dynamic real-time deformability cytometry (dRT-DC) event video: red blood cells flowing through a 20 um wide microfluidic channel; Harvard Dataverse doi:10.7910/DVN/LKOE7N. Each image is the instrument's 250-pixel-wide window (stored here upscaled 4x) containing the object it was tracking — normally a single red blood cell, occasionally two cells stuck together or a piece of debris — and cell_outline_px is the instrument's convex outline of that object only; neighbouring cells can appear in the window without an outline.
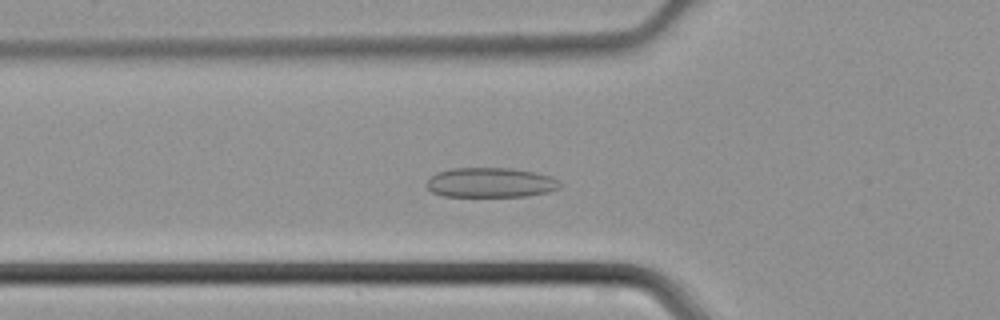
{"species": "common noctule bat (a hibernating species)", "species_latin": "Nyctalus noctula", "temperature_condition": "cold", "stored_images_in_passage": 44, "camera_frame_rate_fps": 3000, "um_per_image_px": 0.085, "animal": {"sex": "male", "body_mass_g": 21.5, "forearm_length_mm": 52.0}, "frame": {"image": 1, "passage_image": 13, "time_ms": 4.0, "image_size_px": [1000, 320], "cell_outline_px": [[560, 188], [548, 192], [528, 196], [444, 196], [432, 192], [424, 184], [436, 172], [452, 168], [512, 168], [536, 172], [552, 176], [560, 180]], "centroid_in_image_um": [41.72, 15.51], "position_along_channel_um": 84.1, "area_um2": 23.35}}
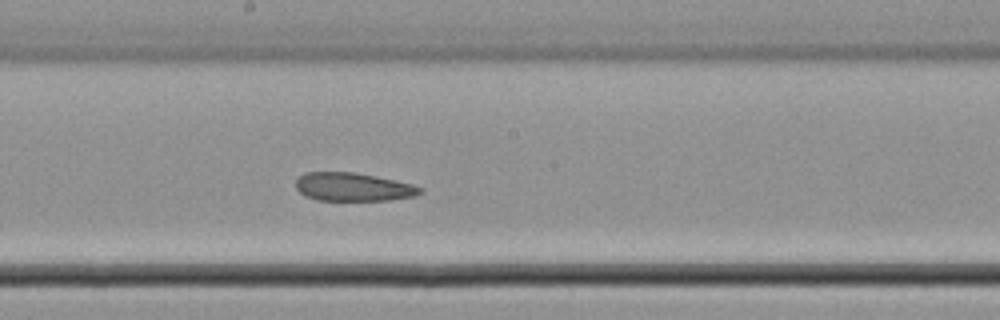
{"frame": {"image": 2, "passage_image": 22, "time_ms": 7.0, "image_size_px": [1000, 320], "cell_outline_px": [[424, 192], [416, 196], [388, 200], [316, 200], [304, 196], [296, 188], [296, 180], [304, 172], [352, 172], [412, 184], [424, 188]], "centroid_in_image_um": [30.01, 15.9], "position_along_channel_um": 218.2, "area_um2": 20.46}}
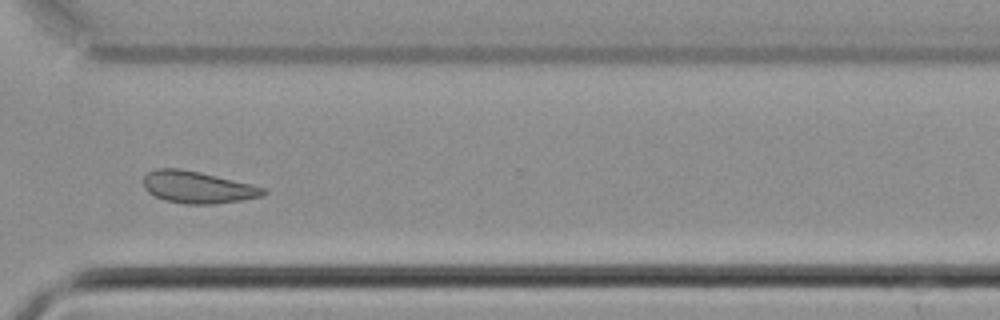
{"frame": {"image": 3, "passage_image": 31, "time_ms": 10.0, "image_size_px": [1000, 320], "cell_outline_px": [[268, 192], [264, 196], [244, 200], [212, 204], [184, 204], [164, 200], [148, 192], [144, 188], [144, 176], [148, 172], [156, 168], [180, 168], [200, 172], [252, 184], [268, 188]], "centroid_in_image_um": [16.84, 15.92], "position_along_channel_um": 353.8, "area_um2": 22.6}}